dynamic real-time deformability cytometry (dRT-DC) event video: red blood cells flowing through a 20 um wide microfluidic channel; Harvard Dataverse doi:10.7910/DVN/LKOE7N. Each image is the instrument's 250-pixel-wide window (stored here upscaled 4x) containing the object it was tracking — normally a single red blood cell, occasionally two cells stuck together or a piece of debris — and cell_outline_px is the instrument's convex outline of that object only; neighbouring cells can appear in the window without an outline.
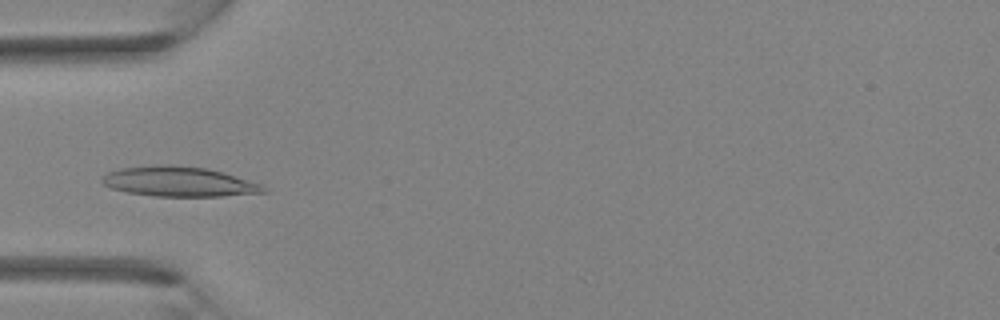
{"species": "Egyptian fruit bat (a non-hibernating species)", "species_latin": "Rousettus aegyptiacus", "temperature_condition": "room temperature", "stored_images_in_passage": 3, "camera_frame_rate_fps": 3000, "um_per_image_px": 0.085, "animal": {"sex": "female"}, "frame": {"image": 1, "passage_image": 3, "time_ms": 2.0, "image_size_px": [1000, 320], "cell_outline_px": [[268, 192], [220, 196], [156, 196], [128, 192], [112, 188], [104, 184], [100, 180], [108, 172], [120, 168], [156, 164], [172, 164], [208, 168], [260, 184], [268, 188]], "centroid_in_image_um": [15.2, 15.42], "position_along_channel_um": 69.8, "area_um2": 28.03}}